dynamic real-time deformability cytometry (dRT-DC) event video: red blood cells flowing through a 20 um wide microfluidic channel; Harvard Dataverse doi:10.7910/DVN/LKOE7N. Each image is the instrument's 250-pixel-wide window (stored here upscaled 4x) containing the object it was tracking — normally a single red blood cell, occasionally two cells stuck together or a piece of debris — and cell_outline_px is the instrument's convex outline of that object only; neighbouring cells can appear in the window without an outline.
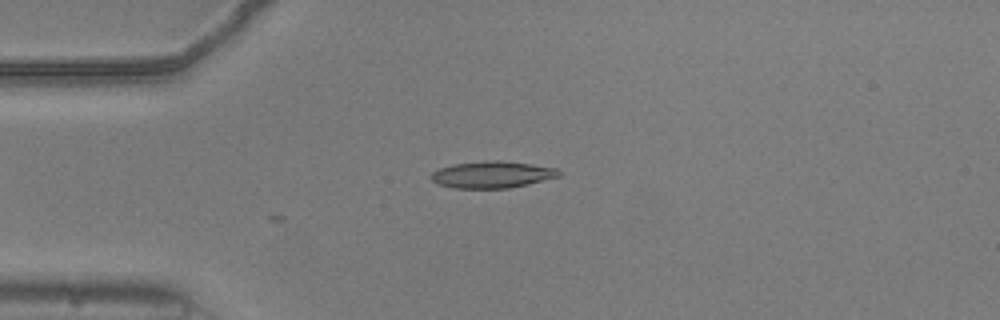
{"species": "common noctule bat (a hibernating species)", "species_latin": "Nyctalus noctula", "temperature_condition": "warm", "stored_images_in_passage": 21, "camera_frame_rate_fps": 3000, "um_per_image_px": 0.085, "animal": {"sex": "male", "body_mass_g": 20.5, "forearm_length_mm": 52.5}, "frame": {"image": 1, "passage_image": 1, "time_ms": 0.0, "image_size_px": [1000, 320], "cell_outline_px": [[564, 172], [560, 176], [528, 184], [508, 188], [452, 188], [440, 184], [432, 180], [428, 176], [432, 172], [440, 168], [452, 164], [484, 160], [496, 160], [532, 164], [560, 168]], "centroid_in_image_um": [41.87, 14.83], "position_along_channel_um": 43.1, "area_um2": 20.17}}
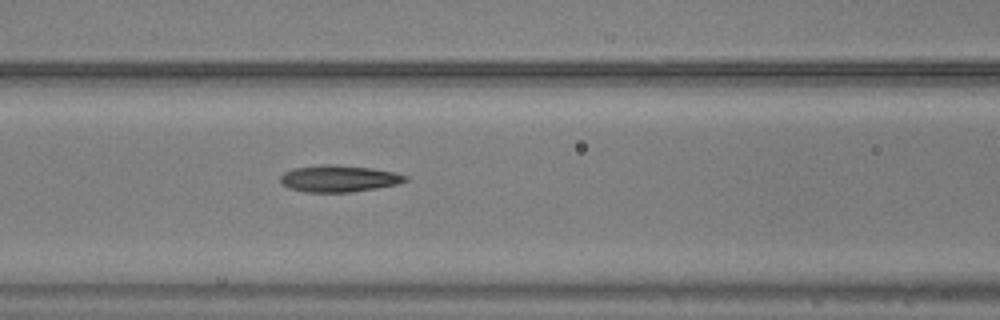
{"frame": {"image": 2, "passage_image": 10, "time_ms": 3.0, "image_size_px": [1000, 320], "cell_outline_px": [[408, 180], [396, 184], [376, 188], [352, 192], [304, 192], [288, 188], [280, 180], [280, 176], [284, 172], [292, 168], [324, 164], [336, 164], [372, 168], [396, 172], [408, 176]], "centroid_in_image_um": [28.8, 15.17], "position_along_channel_um": 137.8, "area_um2": 19.59}}
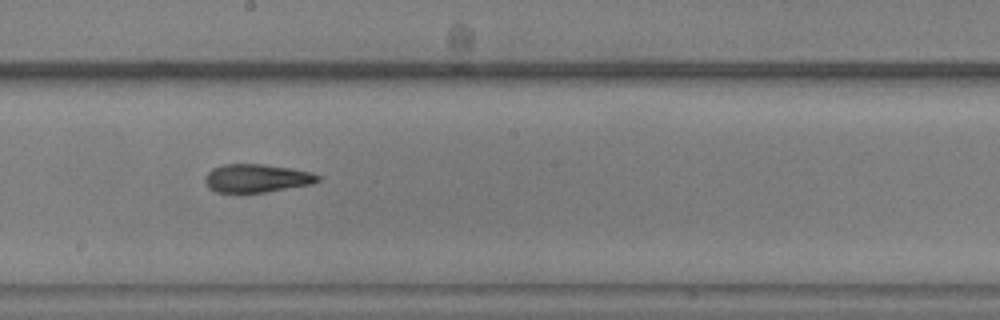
{"frame": {"image": 3, "passage_image": 17, "time_ms": 5.333, "image_size_px": [1000, 320], "cell_outline_px": [[320, 180], [312, 184], [264, 192], [216, 192], [208, 188], [204, 180], [204, 176], [212, 168], [224, 164], [264, 164], [292, 168], [312, 172], [320, 176]], "centroid_in_image_um": [21.81, 15.14], "position_along_channel_um": 226.4, "area_um2": 18.67}}